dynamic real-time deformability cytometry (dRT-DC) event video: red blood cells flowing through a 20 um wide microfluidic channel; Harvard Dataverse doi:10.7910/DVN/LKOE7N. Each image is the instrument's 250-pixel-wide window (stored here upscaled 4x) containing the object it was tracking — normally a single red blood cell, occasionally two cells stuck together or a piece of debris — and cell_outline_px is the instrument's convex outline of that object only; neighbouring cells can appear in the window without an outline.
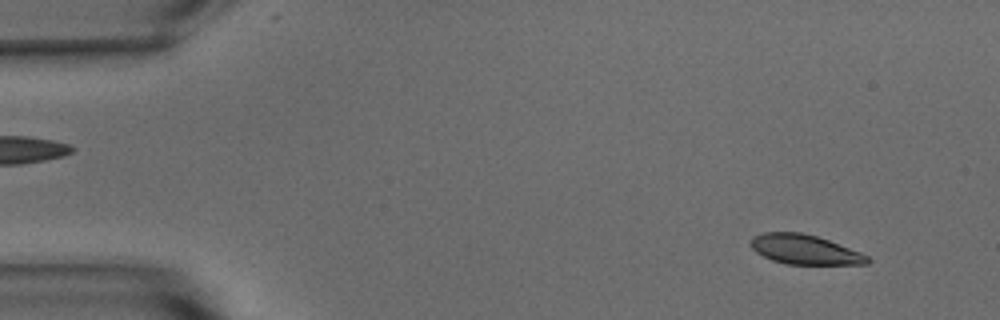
{"species": "common noctule bat (a hibernating species)", "species_latin": "Nyctalus noctula", "temperature_condition": "warm", "stored_images_in_passage": 53, "camera_frame_rate_fps": 3000, "um_per_image_px": 0.085, "animal": {"sex": "male", "body_mass_g": 15.6}, "frame": {"image": 1, "passage_image": 4, "time_ms": 1.0, "image_size_px": [1000, 320], "cell_outline_px": [[872, 260], [868, 264], [788, 264], [772, 260], [756, 252], [748, 244], [752, 236], [764, 232], [800, 232], [816, 236], [828, 240], [860, 252], [868, 256]], "centroid_in_image_um": [68.37, 21.2], "position_along_channel_um": 16.6, "area_um2": 20.11}}
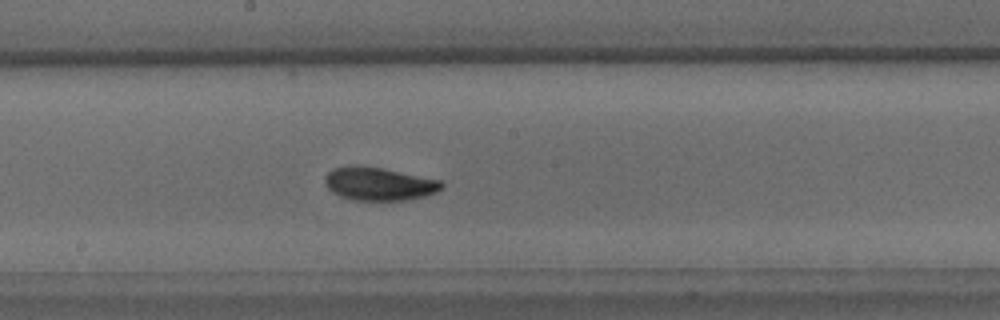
{"frame": {"image": 2, "passage_image": 28, "time_ms": 9.0, "image_size_px": [1000, 320], "cell_outline_px": [[444, 188], [436, 192], [424, 196], [404, 200], [352, 200], [340, 196], [332, 192], [324, 184], [324, 176], [332, 168], [352, 164], [356, 164], [384, 168], [440, 180], [444, 184]], "centroid_in_image_um": [32.17, 15.61], "position_along_channel_um": 216.0, "area_um2": 22.89}}
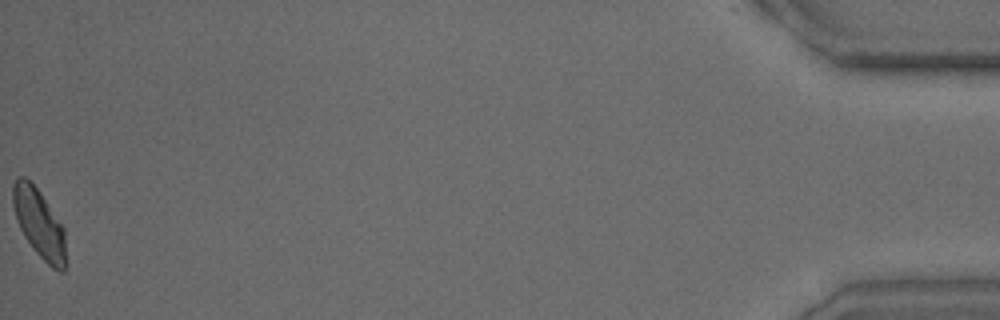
{"frame": {"image": 3, "passage_image": 53, "time_ms": 17.333, "image_size_px": [1000, 320], "cell_outline_px": [[64, 272], [60, 272], [52, 268], [36, 252], [20, 228], [12, 204], [12, 184], [16, 176], [24, 176], [36, 188], [64, 228]], "centroid_in_image_um": [3.29, 18.96], "position_along_channel_um": 431.9, "area_um2": 20.52}, "authors_computed_cell_mechanics": {"area_um2": 21.5594, "velocity_mm_per_s": 3.7751, "shape_relaxation_time_tau1_ms": 2.95, "shape_relaxation_time_tau2_ms": 3.3475, "deformation_change_tau1": 0.122, "deformation_change_tau2": 0.0753}}